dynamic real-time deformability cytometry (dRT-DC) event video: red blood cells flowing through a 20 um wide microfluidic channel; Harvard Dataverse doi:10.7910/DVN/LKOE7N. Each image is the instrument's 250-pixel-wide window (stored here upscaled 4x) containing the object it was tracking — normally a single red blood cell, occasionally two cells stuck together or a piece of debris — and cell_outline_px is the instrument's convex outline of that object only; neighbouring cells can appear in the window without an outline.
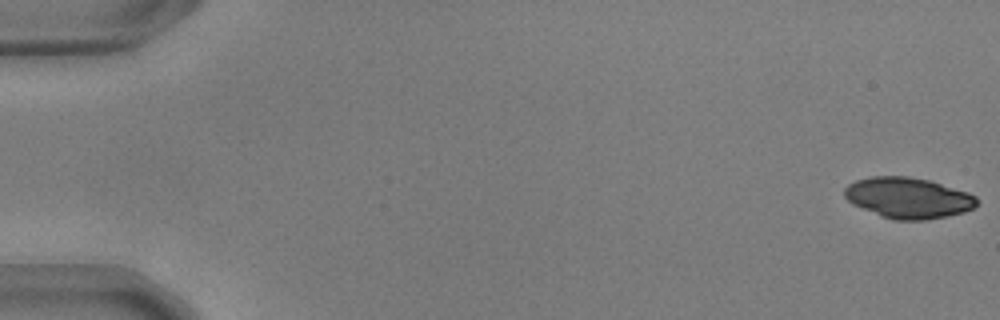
{"species": "common noctule bat (a hibernating species)", "species_latin": "Nyctalus noctula", "temperature_condition": "warm", "stored_images_in_passage": 17, "camera_frame_rate_fps": 3000, "um_per_image_px": 0.085, "animal": {"sex": "male", "body_mass_g": 17.9, "forearm_length_mm": 54.2}, "frame": {"image": 1, "passage_image": 1, "time_ms": 0.0, "image_size_px": [1000, 320], "cell_outline_px": [[980, 200], [972, 208], [964, 212], [948, 216], [924, 220], [892, 220], [880, 216], [852, 204], [844, 196], [844, 188], [848, 184], [856, 180], [872, 176], [908, 176], [928, 180], [968, 192], [976, 196]], "centroid_in_image_um": [77.18, 16.82], "position_along_channel_um": 7.8, "area_um2": 31.62}}